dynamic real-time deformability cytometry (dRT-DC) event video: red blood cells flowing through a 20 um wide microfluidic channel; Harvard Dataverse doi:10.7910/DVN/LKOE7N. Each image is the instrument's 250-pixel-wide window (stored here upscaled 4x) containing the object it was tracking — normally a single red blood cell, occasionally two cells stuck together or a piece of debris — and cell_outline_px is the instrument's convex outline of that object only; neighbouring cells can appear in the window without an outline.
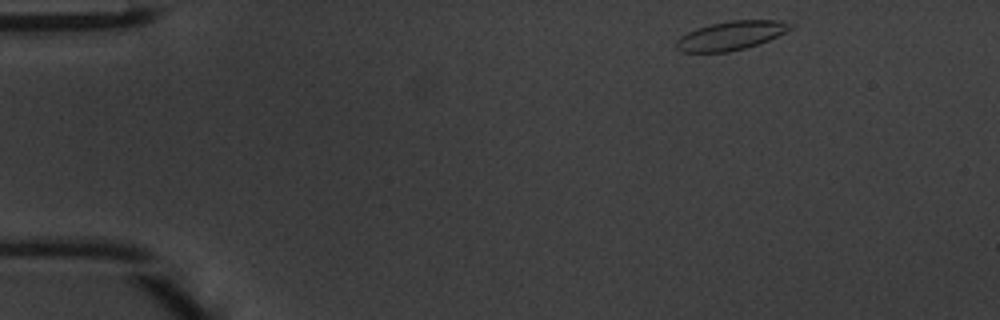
{"species": "common noctule bat (a hibernating species)", "species_latin": "Nyctalus noctula", "temperature_condition": "warm", "stored_images_in_passage": 43, "camera_frame_rate_fps": 3000, "um_per_image_px": 0.085, "animal": {"sex": "male", "body_mass_g": 20.1, "forearm_length_mm": 53.5}, "frame": {"image": 1, "passage_image": 1, "time_ms": 0.0, "image_size_px": [1000, 320], "cell_outline_px": [[792, 28], [768, 40], [744, 48], [728, 52], [680, 52], [676, 48], [676, 40], [680, 36], [696, 28], [728, 20], [780, 20], [792, 24]], "centroid_in_image_um": [62.08, 3.02], "position_along_channel_um": 22.9, "area_um2": 19.02}}
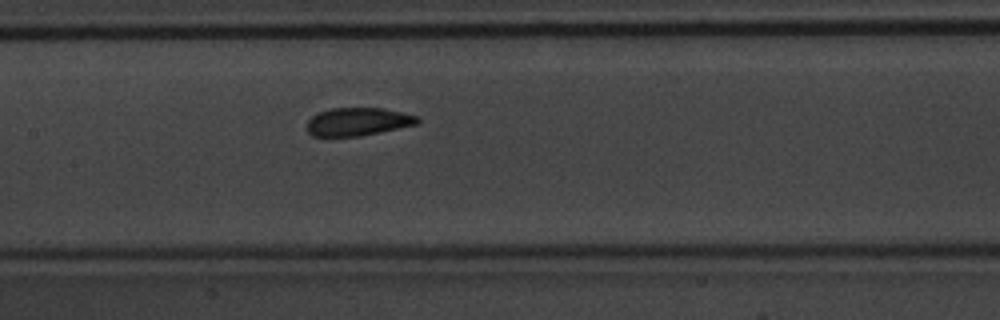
{"frame": {"image": 2, "passage_image": 18, "time_ms": 5.667, "image_size_px": [1000, 320], "cell_outline_px": [[420, 124], [360, 136], [312, 136], [308, 132], [308, 120], [312, 116], [320, 112], [332, 108], [384, 108], [404, 112], [416, 116], [420, 120]], "centroid_in_image_um": [30.47, 10.34], "position_along_channel_um": 176.9, "area_um2": 18.09}}
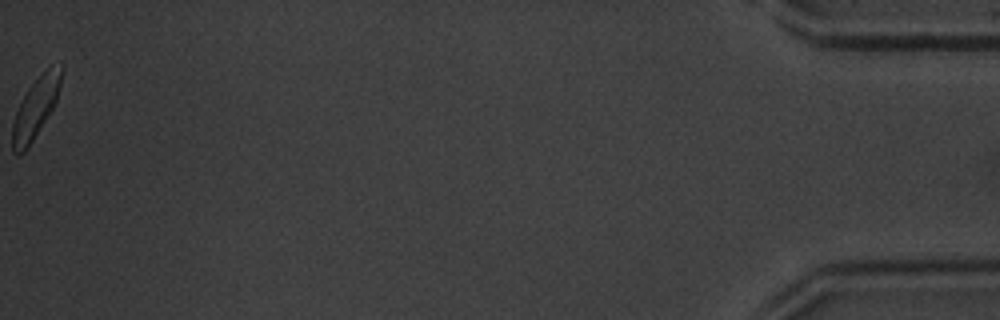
{"frame": {"image": 3, "passage_image": 43, "time_ms": 14.0, "image_size_px": [1000, 320], "cell_outline_px": [[64, 72], [56, 100], [52, 108], [32, 140], [24, 152], [20, 156], [12, 152], [12, 124], [16, 112], [28, 88], [48, 68], [64, 68]], "centroid_in_image_um": [3.0, 9.22], "position_along_channel_um": 432.2, "area_um2": 16.47}, "authors_computed_cell_mechanics": {"area_um2": 18.3804, "velocity_mm_per_s": 4.2053, "shape_relaxation_time_tau1_ms": 2.8217, "shape_relaxation_time_tau2_ms": 1.4079, "deformation_change_tau1": 0.1337, "deformation_change_tau2": 0.0547}}